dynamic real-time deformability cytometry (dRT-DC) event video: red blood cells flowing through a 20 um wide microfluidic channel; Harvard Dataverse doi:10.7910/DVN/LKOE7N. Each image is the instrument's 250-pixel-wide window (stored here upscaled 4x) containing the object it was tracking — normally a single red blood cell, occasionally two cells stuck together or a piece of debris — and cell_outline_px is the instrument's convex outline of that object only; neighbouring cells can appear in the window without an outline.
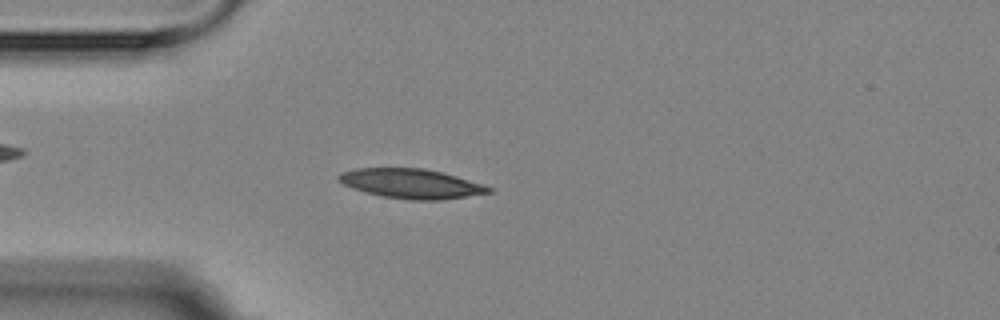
{"species": "Egyptian fruit bat (a non-hibernating species)", "species_latin": "Rousettus aegyptiacus", "temperature_condition": "room temperature", "stored_images_in_passage": 4, "camera_frame_rate_fps": 3000, "um_per_image_px": 0.085, "animal": {"sex": "female"}, "frame": {"image": 1, "passage_image": 4, "time_ms": 4.667, "image_size_px": [1000, 320], "cell_outline_px": [[492, 192], [440, 200], [412, 200], [380, 196], [352, 188], [336, 180], [336, 176], [340, 172], [356, 168], [424, 168], [444, 172], [492, 188]], "centroid_in_image_um": [34.88, 15.6], "position_along_channel_um": 50.1, "area_um2": 25.78}}